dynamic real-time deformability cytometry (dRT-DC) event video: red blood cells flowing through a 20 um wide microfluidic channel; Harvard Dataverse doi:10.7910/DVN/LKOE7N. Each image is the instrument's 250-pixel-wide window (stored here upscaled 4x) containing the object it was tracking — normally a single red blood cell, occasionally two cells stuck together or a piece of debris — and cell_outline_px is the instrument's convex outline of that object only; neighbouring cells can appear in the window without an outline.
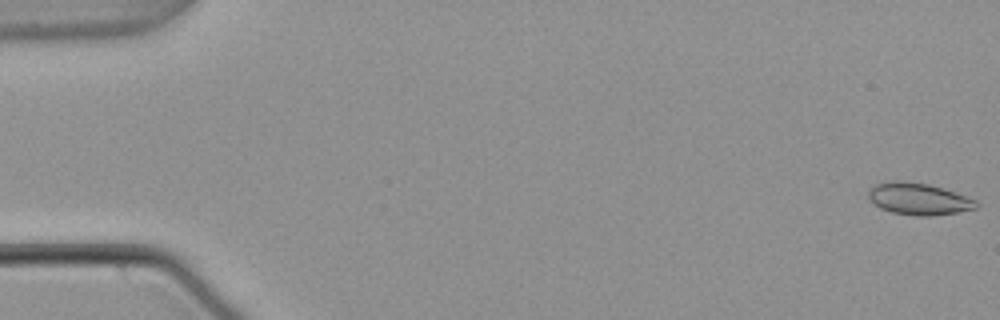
{"species": "common noctule bat (a hibernating species)", "species_latin": "Nyctalus noctula", "temperature_condition": "warm", "stored_images_in_passage": 55, "camera_frame_rate_fps": 3000, "um_per_image_px": 0.085, "animal": {"sex": "male", "body_mass_g": 21.5, "forearm_length_mm": 52.0}, "frame": {"image": 1, "passage_image": 1, "time_ms": 0.0, "image_size_px": [1000, 320], "cell_outline_px": [[980, 204], [976, 208], [960, 212], [932, 216], [916, 216], [892, 212], [880, 208], [868, 200], [868, 192], [876, 184], [892, 180], [900, 180], [928, 184], [976, 200]], "centroid_in_image_um": [78.06, 16.92], "position_along_channel_um": 6.9, "area_um2": 19.94}}
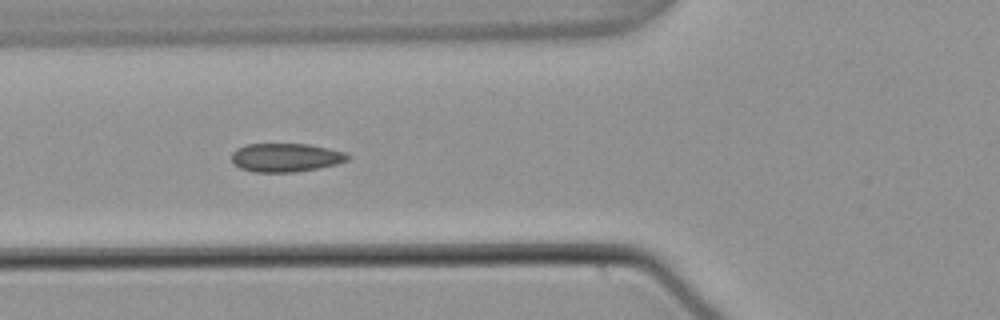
{"frame": {"image": 2, "passage_image": 21, "time_ms": 6.667, "image_size_px": [1000, 320], "cell_outline_px": [[352, 156], [348, 160], [336, 164], [320, 168], [296, 172], [252, 172], [240, 168], [232, 160], [232, 152], [236, 148], [248, 144], [308, 144], [328, 148], [344, 152]], "centroid_in_image_um": [24.3, 13.39], "position_along_channel_um": 101.5, "area_um2": 19.42}}
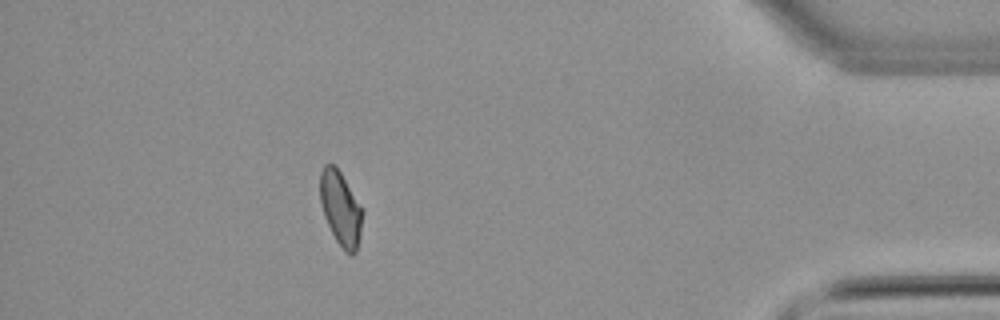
{"frame": {"image": 3, "passage_image": 49, "time_ms": 16.0, "image_size_px": [1000, 320], "cell_outline_px": [[360, 236], [356, 252], [352, 256], [344, 252], [336, 240], [324, 216], [320, 200], [320, 172], [324, 164], [336, 164], [360, 204]], "centroid_in_image_um": [28.92, 17.7], "position_along_channel_um": 406.3, "area_um2": 18.09}, "authors_computed_cell_mechanics": {"area_um2": 19.074, "velocity_mm_per_s": 3.7921, "shape_relaxation_time_tau1_ms": null, "shape_relaxation_time_tau2_ms": 1.1258, "deformation_change_tau1": null, "deformation_change_tau2": 0.0575}}